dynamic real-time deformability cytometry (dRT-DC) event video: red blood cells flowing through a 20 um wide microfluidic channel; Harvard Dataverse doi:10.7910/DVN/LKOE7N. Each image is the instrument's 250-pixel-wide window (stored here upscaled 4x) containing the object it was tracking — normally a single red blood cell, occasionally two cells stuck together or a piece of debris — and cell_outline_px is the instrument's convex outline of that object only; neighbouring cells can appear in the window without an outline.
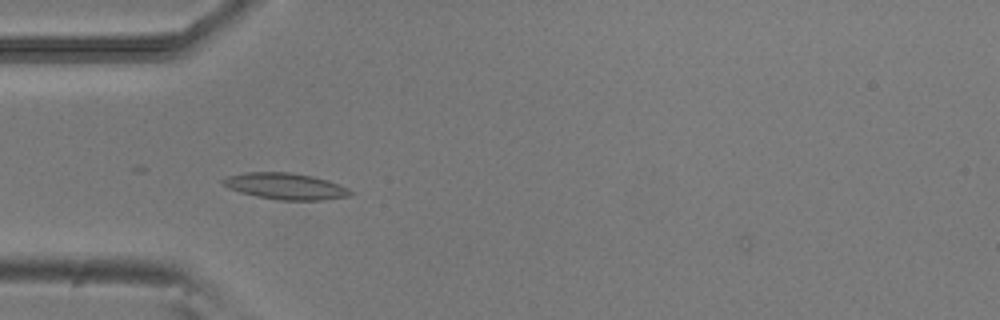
{"species": "common noctule bat (a hibernating species)", "species_latin": "Nyctalus noctula", "temperature_condition": "room temperature", "stored_images_in_passage": 28, "camera_frame_rate_fps": 3000, "um_per_image_px": 0.085, "animal": {"sex": "male", "body_mass_g": 20.5, "forearm_length_mm": 52.5}, "frame": {"image": 1, "passage_image": 2, "time_ms": 0.333, "image_size_px": [1000, 320], "cell_outline_px": [[352, 192], [348, 196], [320, 200], [280, 200], [256, 196], [240, 192], [228, 188], [220, 180], [224, 176], [244, 172], [288, 172], [312, 176], [328, 180], [348, 188]], "centroid_in_image_um": [24.21, 15.82], "position_along_channel_um": 60.8, "area_um2": 19.54}}
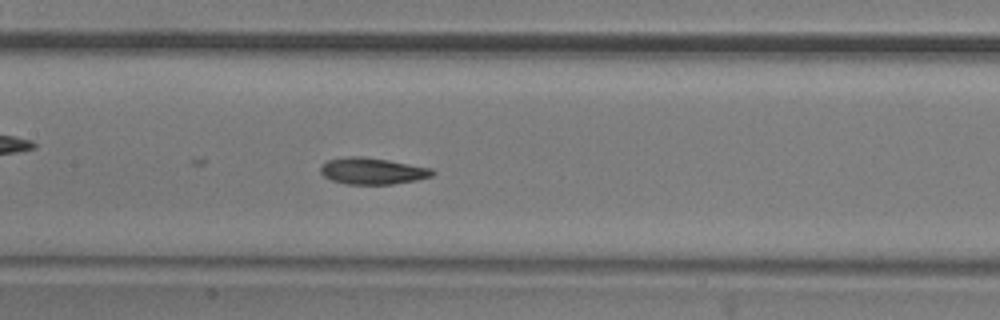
{"frame": {"image": 2, "passage_image": 11, "time_ms": 3.333, "image_size_px": [1000, 320], "cell_outline_px": [[436, 172], [432, 176], [416, 180], [392, 184], [348, 184], [332, 180], [324, 176], [320, 172], [320, 164], [328, 160], [348, 156], [364, 156], [388, 160], [432, 168]], "centroid_in_image_um": [31.65, 14.53], "position_along_channel_um": 175.8, "area_um2": 17.34}}
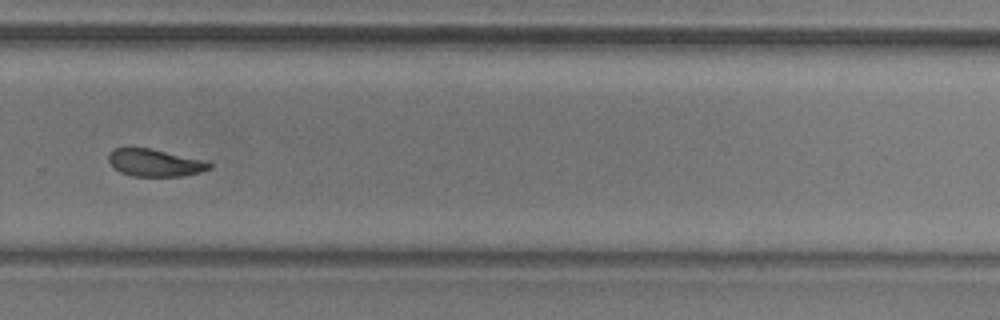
{"frame": {"image": 3, "passage_image": 22, "time_ms": 7.0, "image_size_px": [1000, 320], "cell_outline_px": [[212, 168], [200, 172], [180, 176], [132, 176], [120, 172], [112, 168], [108, 160], [108, 152], [112, 148], [152, 148], [200, 160], [212, 164]], "centroid_in_image_um": [13.08, 13.83], "position_along_channel_um": 316.7, "area_um2": 16.01}, "authors_computed_cell_mechanics": {"area_um2": 16.7042, "velocity_mm_per_s": 3.8615, "shape_relaxation_time_tau1_ms": 5.8333, "shape_relaxation_time_tau2_ms": 1.8529, "deformation_change_tau1": 0.1369, "deformation_change_tau2": 0.0713}}